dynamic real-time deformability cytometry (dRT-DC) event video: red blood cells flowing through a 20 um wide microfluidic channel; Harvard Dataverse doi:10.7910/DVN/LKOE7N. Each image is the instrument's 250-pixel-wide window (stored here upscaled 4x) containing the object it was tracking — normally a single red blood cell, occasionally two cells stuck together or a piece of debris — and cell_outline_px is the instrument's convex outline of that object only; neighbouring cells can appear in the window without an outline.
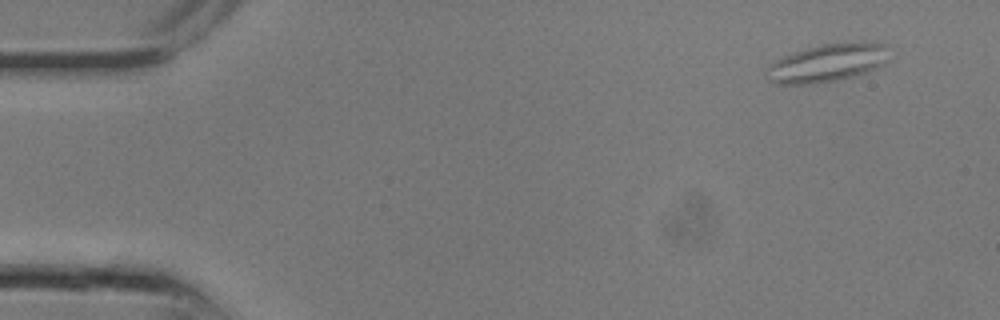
{"species": "common noctule bat (a hibernating species)", "species_latin": "Nyctalus noctula", "temperature_condition": "room temperature", "stored_images_in_passage": 9, "camera_frame_rate_fps": 3000, "um_per_image_px": 0.085, "animal": {"sex": "male", "body_mass_g": 13.3}, "frame": {"image": 1, "passage_image": 3, "time_ms": 0.667, "image_size_px": [1000, 320], "cell_outline_px": [[884, 64], [868, 72], [836, 80], [816, 84], [772, 84], [768, 80], [764, 72], [764, 68], [772, 60], [792, 52], [820, 44], [884, 44]], "centroid_in_image_um": [70.1, 5.4], "position_along_channel_um": 14.9, "area_um2": 26.7}}